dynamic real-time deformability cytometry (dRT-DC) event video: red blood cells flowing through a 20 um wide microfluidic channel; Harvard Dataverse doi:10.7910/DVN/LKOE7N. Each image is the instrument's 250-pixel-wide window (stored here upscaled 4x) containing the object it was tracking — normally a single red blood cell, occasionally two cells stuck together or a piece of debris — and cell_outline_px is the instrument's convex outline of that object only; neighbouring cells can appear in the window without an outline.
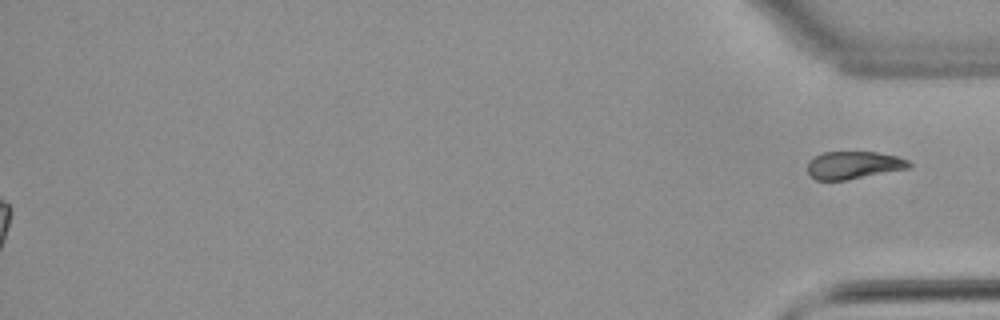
{"species": "common noctule bat (a hibernating species)", "species_latin": "Nyctalus noctula", "temperature_condition": "warm", "stored_images_in_passage": 55, "segment_of_instrument_passage": [2, 2], "camera_frame_rate_fps": 3000, "um_per_image_px": 0.085, "animal": {"sex": "male", "body_mass_g": 21.5, "forearm_length_mm": 52.0}, "frame": {"image": 1, "passage_image": 55, "time_ms": 18.0, "image_size_px": [1000, 320], "cell_outline_px": [[912, 168], [844, 180], [816, 180], [808, 172], [808, 160], [812, 156], [824, 152], [876, 152], [896, 156], [908, 160], [912, 164]], "centroid_in_image_um": [72.56, 14.03], "position_along_channel_um": 362.6, "area_um2": 16.42}}